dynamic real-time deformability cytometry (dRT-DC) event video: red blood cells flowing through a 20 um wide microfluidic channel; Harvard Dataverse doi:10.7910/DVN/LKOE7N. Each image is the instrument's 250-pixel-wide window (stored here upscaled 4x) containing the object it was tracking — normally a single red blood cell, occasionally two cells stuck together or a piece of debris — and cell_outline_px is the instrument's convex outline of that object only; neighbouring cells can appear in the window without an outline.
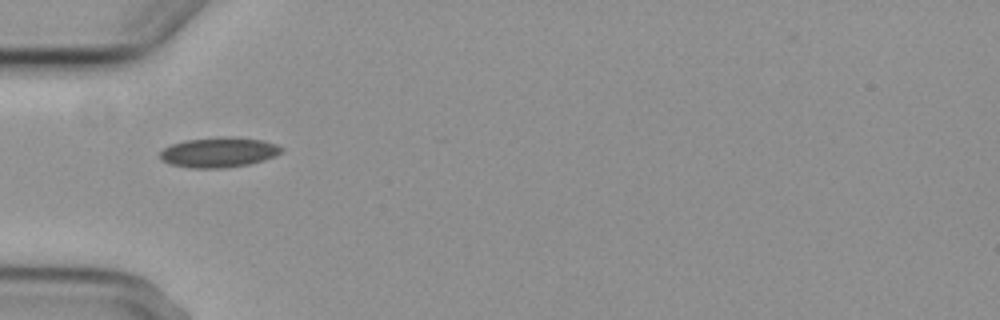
{"species": "common noctule bat (a hibernating species)", "species_latin": "Nyctalus noctula", "temperature_condition": "cold", "stored_images_in_passage": 2, "camera_frame_rate_fps": 3000, "um_per_image_px": 0.085, "animal": {"sex": "female", "body_mass_g": 29.2, "forearm_length_mm": 56.3}, "frame": {"image": 1, "passage_image": 1, "time_ms": 0.0, "image_size_px": [1000, 320], "cell_outline_px": [[284, 152], [276, 156], [248, 164], [220, 168], [192, 168], [168, 164], [160, 160], [160, 152], [164, 148], [172, 144], [184, 140], [220, 136], [232, 136], [264, 140], [276, 144], [284, 148]], "centroid_in_image_um": [18.61, 12.93], "position_along_channel_um": 66.4, "area_um2": 21.56}}
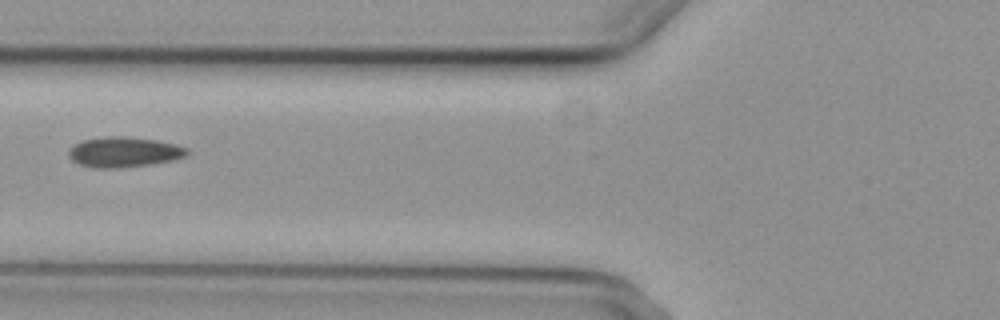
{"frame": {"image": 2, "passage_image": 2, "time_ms": 1.333, "image_size_px": [1000, 320], "cell_outline_px": [[192, 152], [188, 156], [172, 160], [152, 164], [120, 168], [96, 168], [80, 164], [72, 160], [68, 156], [68, 152], [76, 144], [84, 140], [104, 136], [124, 136], [156, 140], [176, 144], [188, 148]], "centroid_in_image_um": [10.61, 12.93], "position_along_channel_um": 115.2, "area_um2": 20.98}}